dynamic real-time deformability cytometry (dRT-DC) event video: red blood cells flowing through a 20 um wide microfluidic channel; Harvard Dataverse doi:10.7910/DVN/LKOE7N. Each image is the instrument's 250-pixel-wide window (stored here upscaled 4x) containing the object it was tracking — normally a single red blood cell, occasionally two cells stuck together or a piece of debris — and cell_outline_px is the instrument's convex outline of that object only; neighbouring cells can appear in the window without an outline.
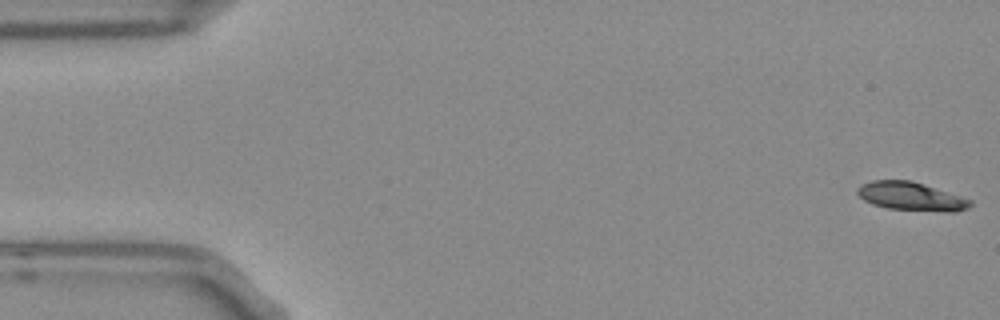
{"species": "Egyptian fruit bat (a non-hibernating species)", "species_latin": "Rousettus aegyptiacus", "temperature_condition": "room temperature", "stored_images_in_passage": 55, "segment_of_instrument_passage": [1, 2], "camera_frame_rate_fps": 3000, "um_per_image_px": 0.085, "frame": {"image": 1, "passage_image": 1, "time_ms": 0.0, "image_size_px": [1000, 320], "cell_outline_px": [[972, 204], [968, 208], [956, 212], [944, 212], [888, 208], [872, 204], [864, 200], [856, 192], [856, 188], [872, 180], [912, 180], [972, 200]], "centroid_in_image_um": [77.45, 16.69], "position_along_channel_um": 7.5, "area_um2": 18.67}}
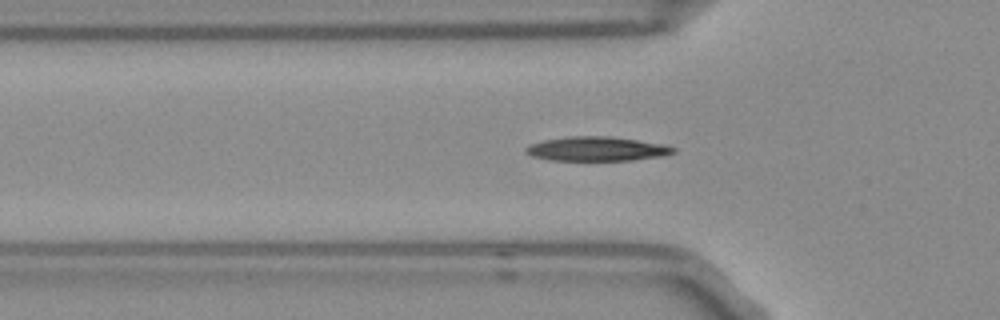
{"frame": {"image": 2, "passage_image": 17, "time_ms": 5.333, "image_size_px": [1000, 320], "cell_outline_px": [[676, 152], [660, 156], [632, 160], [548, 160], [532, 156], [524, 152], [524, 148], [528, 144], [544, 140], [568, 136], [608, 136], [664, 144], [676, 148]], "centroid_in_image_um": [50.67, 12.65], "position_along_channel_um": 75.1, "area_um2": 20.87}}
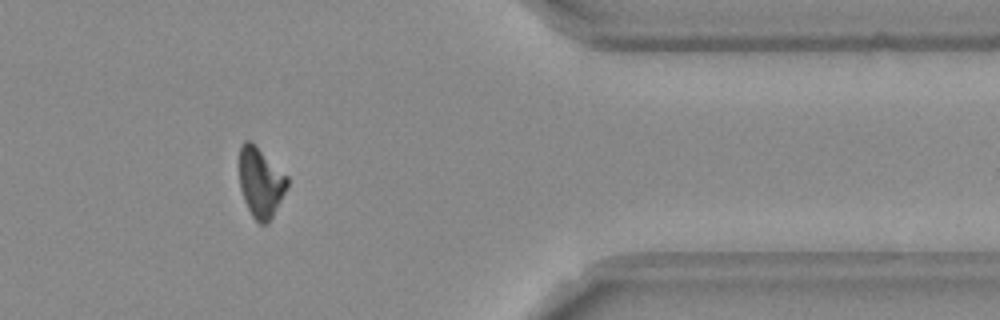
{"frame": {"image": 3, "passage_image": 44, "time_ms": 14.333, "image_size_px": [1000, 320], "cell_outline_px": [[288, 184], [268, 224], [260, 224], [252, 216], [244, 200], [240, 188], [240, 148], [244, 140], [248, 140], [288, 176]], "centroid_in_image_um": [22.14, 15.54], "position_along_channel_um": 389.3, "area_um2": 18.9}}